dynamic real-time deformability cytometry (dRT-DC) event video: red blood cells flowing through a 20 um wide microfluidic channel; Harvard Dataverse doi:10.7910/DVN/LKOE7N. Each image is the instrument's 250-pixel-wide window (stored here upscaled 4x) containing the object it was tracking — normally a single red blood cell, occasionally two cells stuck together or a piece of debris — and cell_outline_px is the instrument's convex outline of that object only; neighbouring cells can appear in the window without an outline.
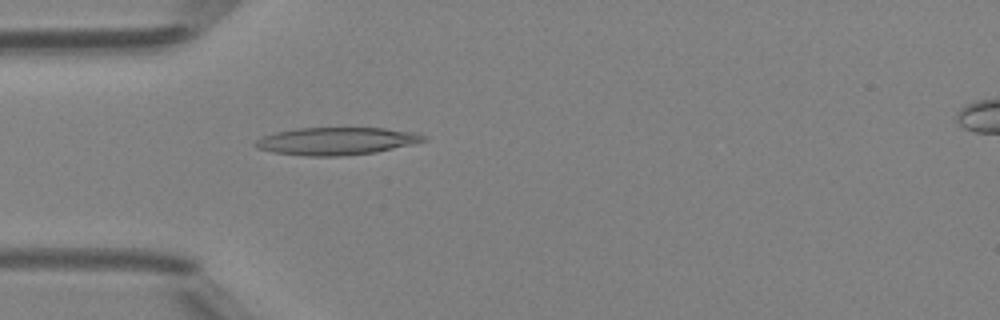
{"species": "Egyptian fruit bat (a non-hibernating species)", "species_latin": "Rousettus aegyptiacus", "temperature_condition": "room temperature", "stored_images_in_passage": 41, "camera_frame_rate_fps": 3000, "um_per_image_px": 0.085, "animal": {"sex": "female"}, "frame": {"image": 1, "passage_image": 7, "time_ms": 2.0, "image_size_px": [1000, 320], "cell_outline_px": [[428, 140], [376, 152], [340, 156], [308, 156], [272, 152], [256, 148], [252, 144], [256, 140], [264, 136], [276, 132], [296, 128], [384, 128], [412, 132], [424, 136]], "centroid_in_image_um": [28.54, 11.99], "position_along_channel_um": 56.5, "area_um2": 26.82}}
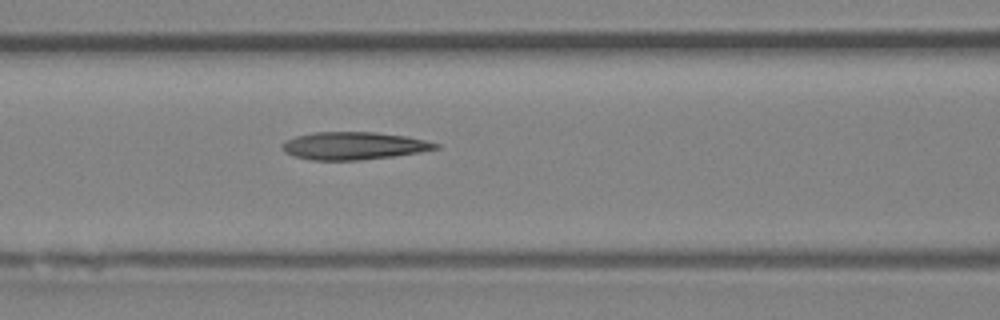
{"frame": {"image": 2, "passage_image": 13, "time_ms": 4.0, "image_size_px": [1000, 320], "cell_outline_px": [[440, 148], [420, 152], [392, 156], [360, 160], [312, 160], [296, 156], [284, 152], [280, 148], [280, 144], [284, 140], [296, 136], [312, 132], [376, 132], [404, 136], [424, 140], [440, 144]], "centroid_in_image_um": [30.02, 12.39], "position_along_channel_um": 136.6, "area_um2": 24.74}}
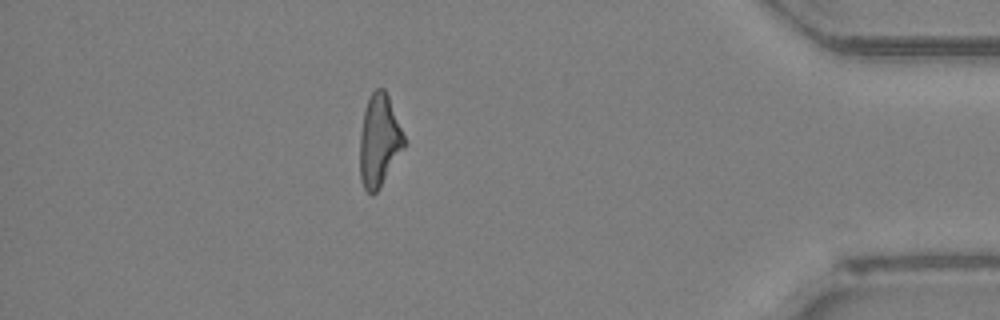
{"frame": {"image": 3, "passage_image": 35, "time_ms": 11.333, "image_size_px": [1000, 320], "cell_outline_px": [[404, 148], [380, 188], [372, 196], [364, 188], [360, 180], [360, 132], [364, 112], [368, 100], [372, 92], [376, 88], [384, 88], [388, 96], [404, 136]], "centroid_in_image_um": [32.21, 11.99], "position_along_channel_um": 403.0, "area_um2": 23.52}, "authors_computed_cell_mechanics": {"area_um2": 24.276, "velocity_mm_per_s": 4.2488, "shape_relaxation_time_tau1_ms": null, "shape_relaxation_time_tau2_ms": 3.8736, "deformation_change_tau1": null, "deformation_change_tau2": 0.1786}}